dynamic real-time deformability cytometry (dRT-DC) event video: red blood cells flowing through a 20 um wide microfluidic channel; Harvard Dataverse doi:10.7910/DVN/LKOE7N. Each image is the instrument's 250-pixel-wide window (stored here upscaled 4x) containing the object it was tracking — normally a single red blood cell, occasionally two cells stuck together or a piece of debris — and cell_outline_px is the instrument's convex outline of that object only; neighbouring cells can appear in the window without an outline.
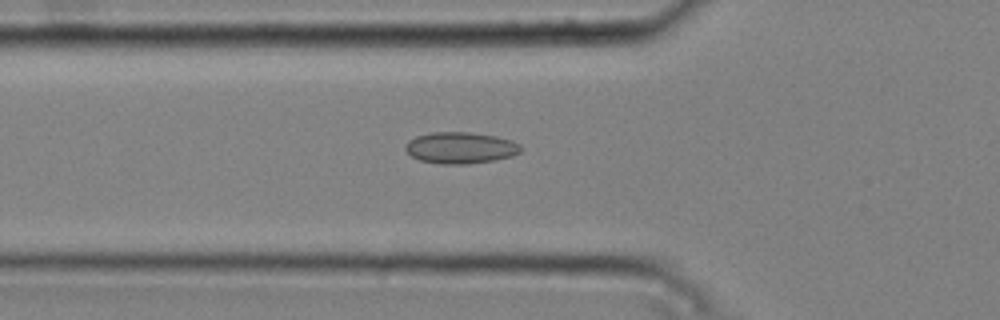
{"species": "common noctule bat (a hibernating species)", "species_latin": "Nyctalus noctula", "temperature_condition": "cold", "stored_images_in_passage": 49, "camera_frame_rate_fps": 3000, "um_per_image_px": 0.085, "animal": {"sex": "male", "body_mass_g": 20.4}, "frame": {"image": 1, "passage_image": 18, "time_ms": 5.667, "image_size_px": [1000, 320], "cell_outline_px": [[520, 152], [512, 156], [496, 160], [468, 164], [440, 164], [420, 160], [412, 156], [404, 148], [404, 144], [408, 140], [416, 136], [432, 132], [468, 132], [496, 136], [512, 140], [520, 144]], "centroid_in_image_um": [39.13, 12.56], "position_along_channel_um": 86.7, "area_um2": 21.27}}
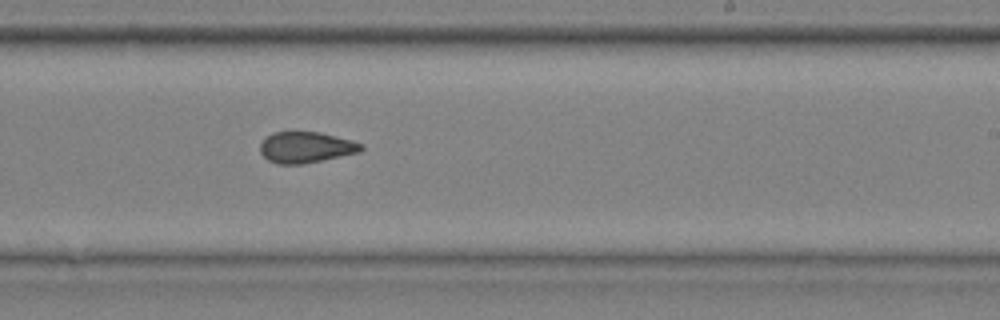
{"frame": {"image": 2, "passage_image": 32, "time_ms": 10.333, "image_size_px": [1000, 320], "cell_outline_px": [[364, 148], [360, 152], [300, 164], [276, 164], [268, 160], [260, 152], [260, 144], [272, 132], [292, 128], [320, 132], [352, 140], [364, 144]], "centroid_in_image_um": [25.98, 12.46], "position_along_channel_um": 263.0, "area_um2": 18.84}}
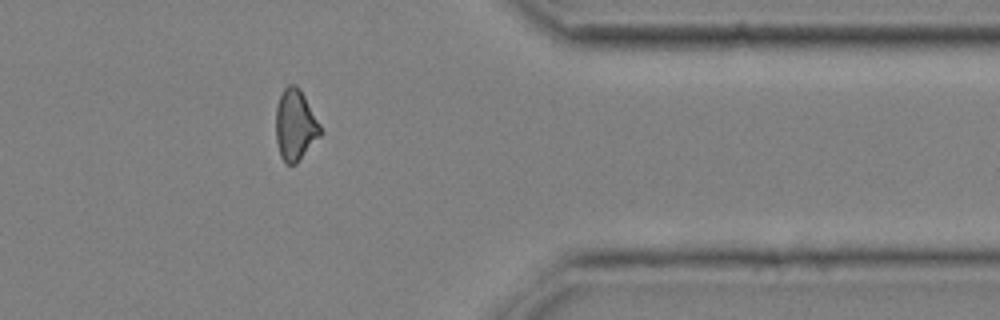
{"frame": {"image": 3, "passage_image": 43, "time_ms": 14.0, "image_size_px": [1000, 320], "cell_outline_px": [[324, 132], [296, 164], [288, 164], [280, 156], [276, 140], [276, 108], [280, 96], [284, 88], [288, 84], [296, 84], [300, 88], [320, 124]], "centroid_in_image_um": [25.11, 10.62], "position_along_channel_um": 386.3, "area_um2": 18.5}, "authors_computed_cell_mechanics": {"area_um2": 19.1318, "velocity_mm_per_s": 3.7747, "shape_relaxation_time_tau1_ms": null, "shape_relaxation_time_tau2_ms": 2.1709, "deformation_change_tau1": null, "deformation_change_tau2": 0.0827}}